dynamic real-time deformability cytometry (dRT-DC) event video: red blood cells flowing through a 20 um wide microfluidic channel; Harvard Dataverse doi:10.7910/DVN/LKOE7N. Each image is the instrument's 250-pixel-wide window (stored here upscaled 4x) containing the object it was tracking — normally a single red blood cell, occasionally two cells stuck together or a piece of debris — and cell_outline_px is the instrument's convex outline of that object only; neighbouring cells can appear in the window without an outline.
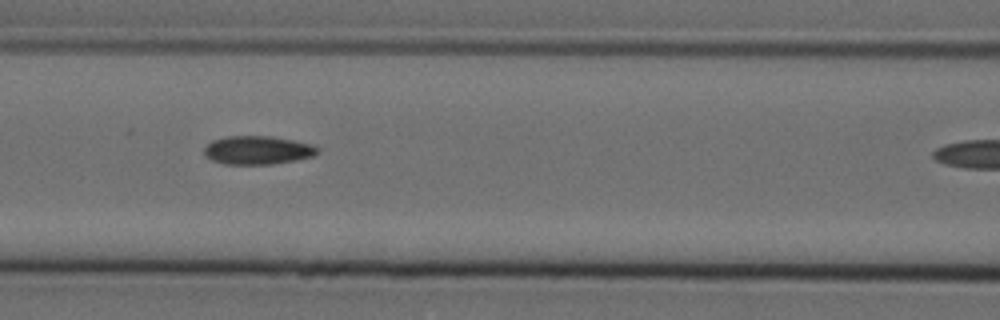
{"species": "Egyptian fruit bat (a non-hibernating species)", "species_latin": "Rousettus aegyptiacus", "temperature_condition": "cold", "stored_images_in_passage": 5, "camera_frame_rate_fps": 3000, "um_per_image_px": 0.085, "animal": {"sex": "female"}, "frame": {"image": 1, "passage_image": 3, "time_ms": 0.667, "image_size_px": [1000, 320], "cell_outline_px": [[320, 148], [312, 156], [296, 160], [272, 164], [224, 164], [212, 160], [204, 156], [204, 148], [212, 140], [228, 136], [272, 136], [316, 144]], "centroid_in_image_um": [21.91, 12.75], "position_along_channel_um": 144.7, "area_um2": 18.96}}